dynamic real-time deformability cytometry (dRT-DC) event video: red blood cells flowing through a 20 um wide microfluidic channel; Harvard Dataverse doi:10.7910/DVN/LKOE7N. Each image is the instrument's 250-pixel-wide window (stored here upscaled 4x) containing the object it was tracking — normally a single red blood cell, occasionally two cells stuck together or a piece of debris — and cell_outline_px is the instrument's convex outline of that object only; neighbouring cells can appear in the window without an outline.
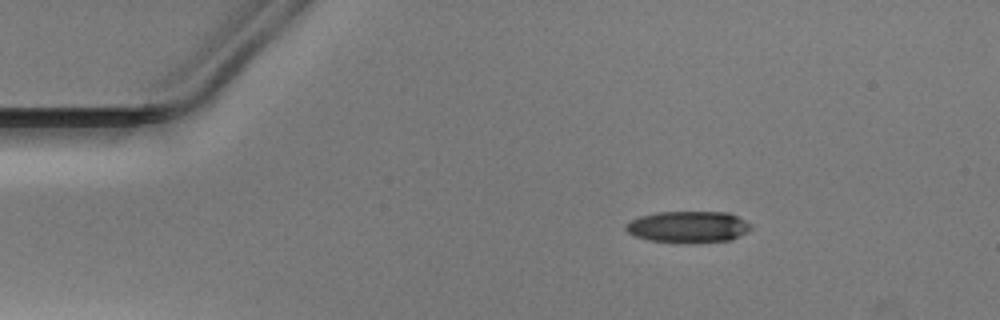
{"species": "Egyptian fruit bat (a non-hibernating species)", "species_latin": "Rousettus aegyptiacus", "temperature_condition": "warm", "stored_images_in_passage": 44, "camera_frame_rate_fps": 3000, "um_per_image_px": 0.085, "animal": {"sex": "male"}, "frame": {"image": 1, "passage_image": 1, "time_ms": 0.0, "image_size_px": [1000, 320], "cell_outline_px": [[752, 228], [748, 232], [732, 240], [688, 244], [676, 244], [648, 240], [636, 236], [628, 232], [624, 228], [632, 220], [640, 216], [656, 212], [728, 212], [752, 224]], "centroid_in_image_um": [58.53, 19.31], "position_along_channel_um": 26.5, "area_um2": 23.41}}
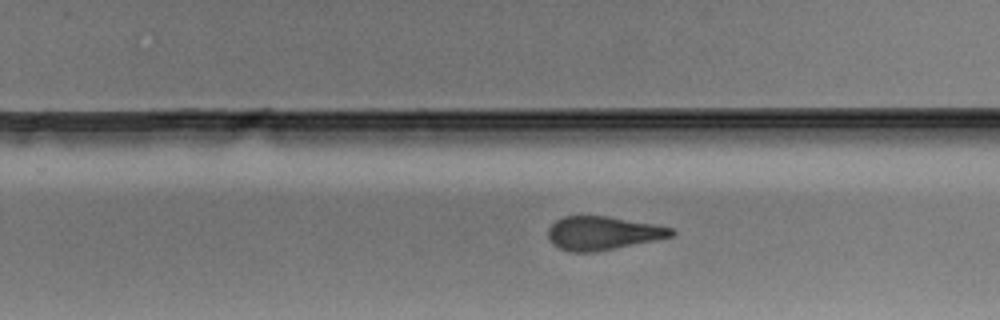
{"frame": {"image": 2, "passage_image": 25, "time_ms": 8.0, "image_size_px": [1000, 320], "cell_outline_px": [[676, 232], [672, 236], [596, 252], [572, 252], [560, 248], [552, 244], [548, 240], [548, 228], [556, 220], [564, 216], [608, 216], [652, 224], [672, 228]], "centroid_in_image_um": [51.18, 19.81], "position_along_channel_um": 278.6, "area_um2": 23.87}}
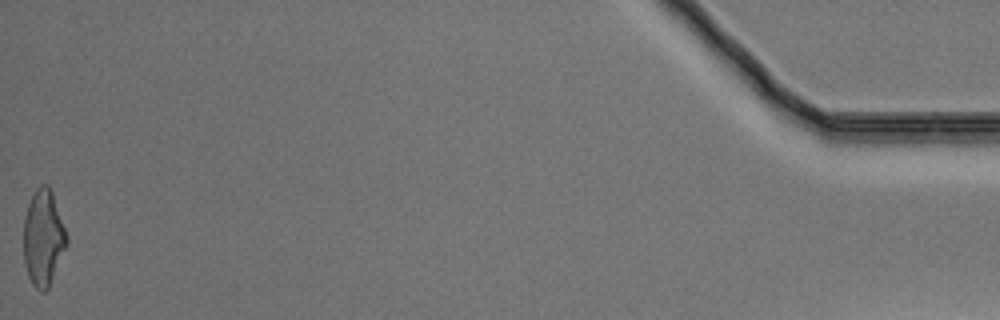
{"frame": {"image": 3, "passage_image": 44, "time_ms": 14.333, "image_size_px": [1000, 320], "cell_outline_px": [[68, 244], [48, 288], [44, 292], [40, 292], [32, 284], [28, 276], [24, 264], [24, 216], [28, 204], [36, 188], [40, 184], [48, 184], [52, 192], [68, 236]], "centroid_in_image_um": [3.68, 20.22], "position_along_channel_um": 431.5, "area_um2": 24.22}}